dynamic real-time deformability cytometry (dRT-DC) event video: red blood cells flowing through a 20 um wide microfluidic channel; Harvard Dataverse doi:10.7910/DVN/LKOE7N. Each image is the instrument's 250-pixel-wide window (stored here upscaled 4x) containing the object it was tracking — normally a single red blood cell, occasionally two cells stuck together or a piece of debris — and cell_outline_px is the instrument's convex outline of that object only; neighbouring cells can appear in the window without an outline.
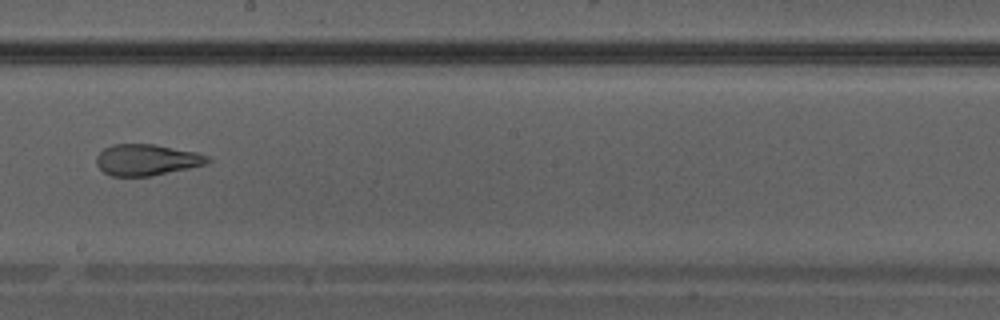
{"species": "Egyptian fruit bat (a non-hibernating species)", "species_latin": "Rousettus aegyptiacus", "temperature_condition": "warm", "stored_images_in_passage": 39, "camera_frame_rate_fps": 3000, "um_per_image_px": 0.085, "animal": {"sex": "male"}, "frame": {"image": 1, "passage_image": 23, "time_ms": 7.333, "image_size_px": [1000, 320], "cell_outline_px": [[212, 160], [204, 164], [188, 168], [152, 176], [112, 176], [104, 172], [96, 164], [96, 156], [104, 148], [112, 144], [152, 144], [196, 152], [208, 156]], "centroid_in_image_um": [12.44, 13.58], "position_along_channel_um": 235.8, "area_um2": 20.11}}